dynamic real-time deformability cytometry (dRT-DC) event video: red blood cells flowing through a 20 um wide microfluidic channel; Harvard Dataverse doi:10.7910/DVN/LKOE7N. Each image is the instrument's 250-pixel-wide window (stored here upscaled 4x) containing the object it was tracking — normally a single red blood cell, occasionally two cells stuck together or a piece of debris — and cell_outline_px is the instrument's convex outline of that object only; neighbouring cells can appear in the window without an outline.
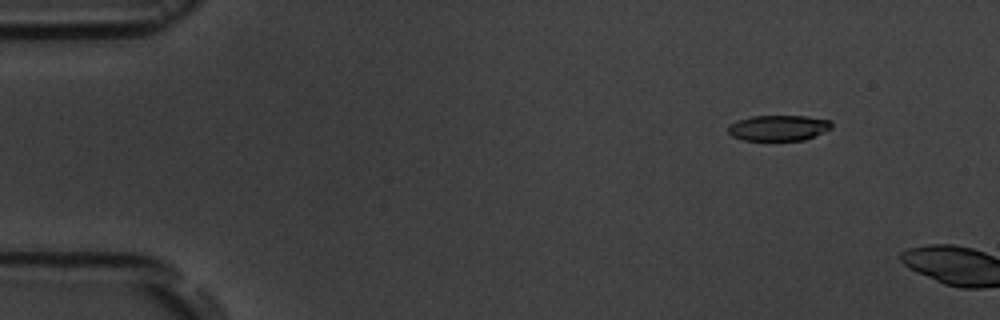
{"species": "common noctule bat (a hibernating species)", "species_latin": "Nyctalus noctula", "temperature_condition": "room temperature", "stored_images_in_passage": 3, "camera_frame_rate_fps": 3000, "um_per_image_px": 0.085, "animal": {"sex": "male", "body_mass_g": 19.5, "forearm_length_mm": 54.6}, "frame": {"image": 1, "passage_image": 2, "time_ms": 1.0, "image_size_px": [1000, 320], "cell_outline_px": [[832, 128], [824, 132], [804, 140], [744, 140], [732, 136], [728, 132], [728, 124], [736, 120], [752, 116], [808, 116], [832, 120]], "centroid_in_image_um": [66.18, 10.86], "position_along_channel_um": 18.8, "area_um2": 15.61}}